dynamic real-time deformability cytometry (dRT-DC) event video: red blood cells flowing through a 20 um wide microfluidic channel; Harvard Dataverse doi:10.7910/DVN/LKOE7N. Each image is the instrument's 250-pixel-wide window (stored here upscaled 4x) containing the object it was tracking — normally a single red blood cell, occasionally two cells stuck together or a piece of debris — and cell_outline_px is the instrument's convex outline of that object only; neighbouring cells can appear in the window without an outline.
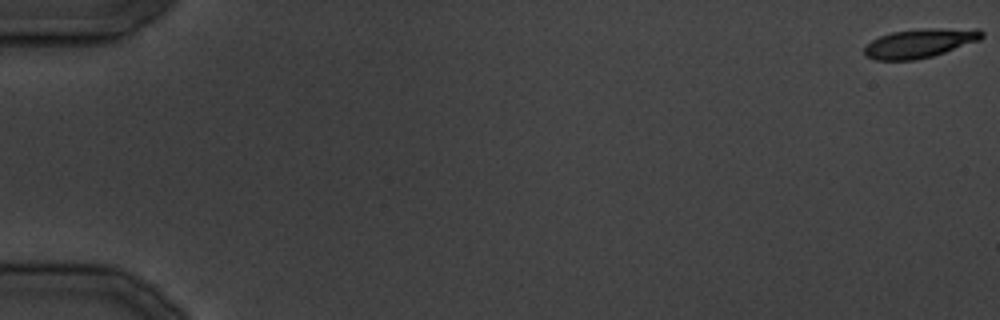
{"species": "common noctule bat (a hibernating species)", "species_latin": "Nyctalus noctula", "temperature_condition": "cold", "stored_images_in_passage": 6, "camera_frame_rate_fps": 3000, "um_per_image_px": 0.085, "animal": {"sex": "male", "body_mass_g": 19.5, "forearm_length_mm": 54.6}, "frame": {"image": 1, "passage_image": 1, "time_ms": 0.0, "image_size_px": [1000, 320], "cell_outline_px": [[984, 36], [980, 40], [932, 56], [916, 60], [876, 60], [864, 56], [864, 48], [872, 40], [880, 36], [892, 32], [920, 28], [980, 28], [984, 32]], "centroid_in_image_um": [78.21, 3.66], "position_along_channel_um": 6.8, "area_um2": 20.06}}